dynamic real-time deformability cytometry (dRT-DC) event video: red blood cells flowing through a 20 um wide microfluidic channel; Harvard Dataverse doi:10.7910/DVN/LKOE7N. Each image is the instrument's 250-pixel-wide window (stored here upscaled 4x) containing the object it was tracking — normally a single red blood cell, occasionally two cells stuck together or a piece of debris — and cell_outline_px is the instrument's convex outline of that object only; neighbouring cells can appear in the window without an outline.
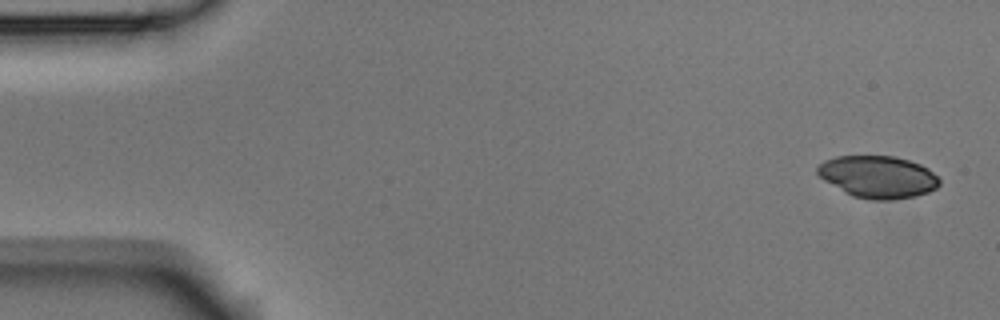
{"species": "Egyptian fruit bat (a non-hibernating species)", "species_latin": "Rousettus aegyptiacus", "temperature_condition": "room temperature", "stored_images_in_passage": 4, "camera_frame_rate_fps": 3000, "um_per_image_px": 0.085, "animal": {"sex": "male"}, "frame": {"image": 1, "passage_image": 1, "time_ms": 0.0, "image_size_px": [1000, 320], "cell_outline_px": [[940, 184], [936, 188], [928, 192], [916, 196], [892, 200], [868, 200], [852, 196], [844, 192], [824, 180], [816, 172], [816, 168], [824, 160], [836, 156], [892, 156], [908, 160], [920, 164], [928, 168], [940, 180]], "centroid_in_image_um": [74.61, 15.04], "position_along_channel_um": 10.4, "area_um2": 30.06}}